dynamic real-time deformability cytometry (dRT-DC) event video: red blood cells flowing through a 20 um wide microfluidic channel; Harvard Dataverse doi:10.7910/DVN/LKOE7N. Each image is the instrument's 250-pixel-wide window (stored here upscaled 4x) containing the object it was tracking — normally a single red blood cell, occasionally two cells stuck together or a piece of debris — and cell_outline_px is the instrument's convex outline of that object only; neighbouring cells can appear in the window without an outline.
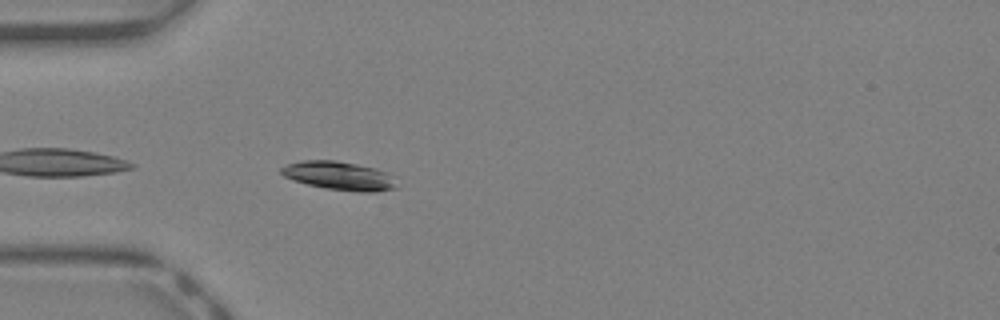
{"species": "Egyptian fruit bat (a non-hibernating species)", "species_latin": "Rousettus aegyptiacus", "temperature_condition": "warm", "stored_images_in_passage": 30, "camera_frame_rate_fps": 3000, "um_per_image_px": 0.085, "animal": {"sex": "female"}, "frame": {"image": 1, "passage_image": 1, "time_ms": 0.0, "image_size_px": [1000, 320], "cell_outline_px": [[400, 188], [376, 192], [356, 192], [328, 188], [308, 184], [284, 176], [280, 172], [280, 168], [288, 164], [304, 160], [336, 160], [376, 168], [388, 172], [396, 176]], "centroid_in_image_um": [28.97, 14.95], "position_along_channel_um": 56.0, "area_um2": 19.48}}
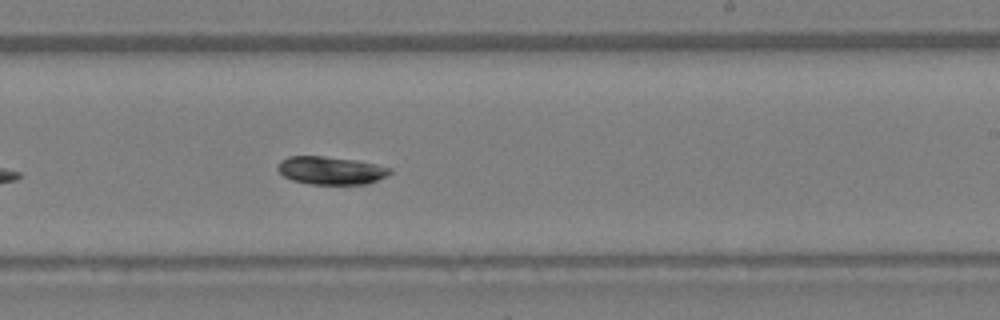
{"frame": {"image": 2, "passage_image": 14, "time_ms": 4.333, "image_size_px": [1000, 320], "cell_outline_px": [[392, 172], [368, 184], [308, 184], [292, 180], [284, 176], [276, 168], [280, 160], [288, 156], [324, 156], [356, 160], [376, 164], [392, 168]], "centroid_in_image_um": [28.1, 14.48], "position_along_channel_um": 260.9, "area_um2": 18.32}}
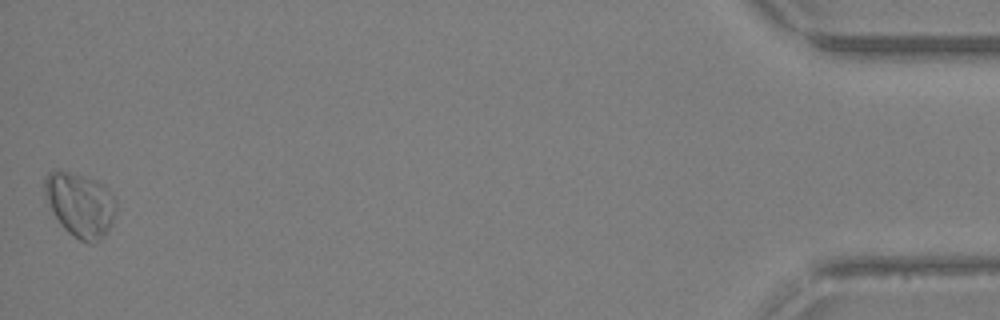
{"frame": {"image": 3, "passage_image": 30, "time_ms": 9.667, "image_size_px": [1000, 320], "cell_outline_px": [[116, 208], [112, 224], [108, 232], [104, 236], [92, 244], [88, 244], [80, 240], [68, 232], [60, 224], [52, 212], [44, 196], [44, 176], [48, 172], [68, 172], [96, 180], [116, 200]], "centroid_in_image_um": [6.8, 17.44], "position_along_channel_um": 428.4, "area_um2": 26.53}, "authors_computed_cell_mechanics": {"area_um2": 18.5827, "velocity_mm_per_s": 4.8948, "shape_relaxation_time_tau1_ms": 1.8957, "shape_relaxation_time_tau2_ms": 5.9484, "deformation_change_tau1": 0.06, "deformation_change_tau2": 0.0716}}